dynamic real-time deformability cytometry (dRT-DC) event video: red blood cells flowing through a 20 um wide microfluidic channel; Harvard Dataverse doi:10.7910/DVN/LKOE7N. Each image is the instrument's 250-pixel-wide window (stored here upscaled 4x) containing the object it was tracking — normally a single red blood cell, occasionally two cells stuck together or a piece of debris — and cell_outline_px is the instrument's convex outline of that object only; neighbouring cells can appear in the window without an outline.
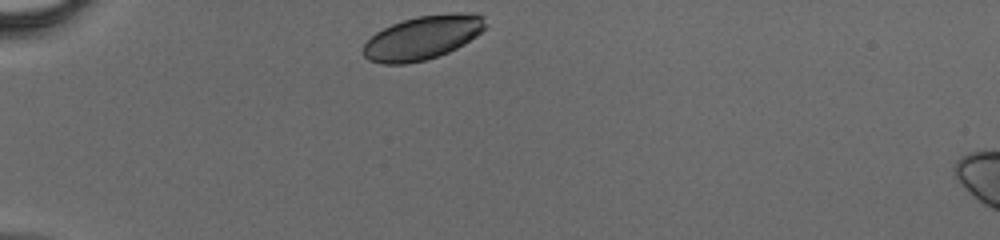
{"species": "human", "species_latin": "Homo sapiens", "temperature_condition": "cold", "stored_images_in_passage": 29, "camera_frame_rate_fps": 3000, "um_per_image_px": 0.085, "donor": {"sex": "male"}, "frame": {"image": 1, "passage_image": 1, "time_ms": 0.0, "image_size_px": [1000, 240], "cell_outline_px": [[484, 28], [476, 36], [464, 44], [448, 52], [424, 60], [404, 64], [380, 64], [368, 60], [360, 52], [360, 48], [376, 32], [392, 24], [404, 20], [420, 16], [452, 12], [476, 12], [484, 16]], "centroid_in_image_um": [35.9, 3.2], "position_along_channel_um": 49.1, "area_um2": 31.27}}
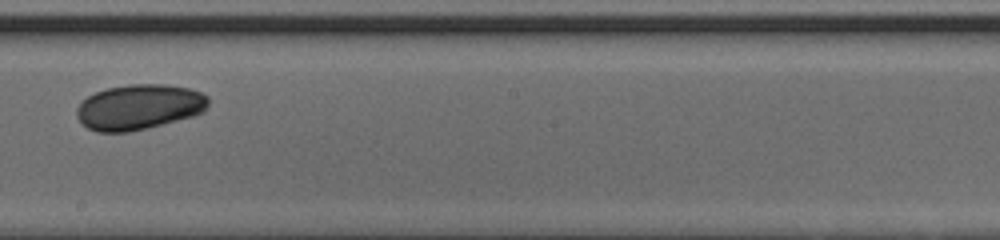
{"frame": {"image": 2, "passage_image": 16, "time_ms": 5.0, "image_size_px": [1000, 240], "cell_outline_px": [[208, 104], [204, 112], [192, 116], [148, 128], [128, 132], [96, 132], [88, 128], [76, 116], [76, 108], [88, 96], [96, 92], [108, 88], [132, 84], [168, 84], [188, 88], [200, 92], [208, 96]], "centroid_in_image_um": [11.83, 9.1], "position_along_channel_um": 236.4, "area_um2": 34.68}}
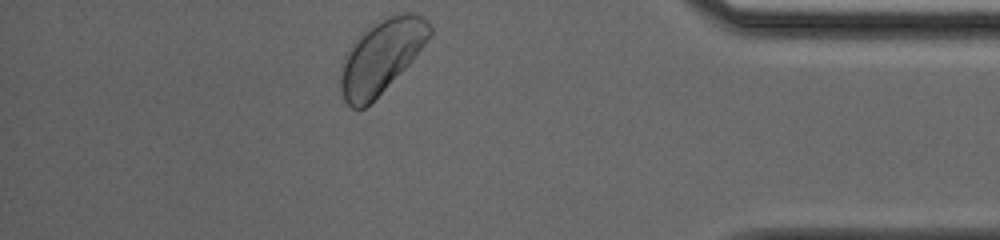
{"frame": {"image": 3, "passage_image": 29, "time_ms": 9.333, "image_size_px": [1000, 240], "cell_outline_px": [[432, 36], [412, 60], [364, 108], [352, 108], [344, 100], [340, 88], [340, 64], [348, 48], [356, 36], [376, 24], [392, 16], [404, 12], [412, 12], [428, 20], [432, 28]], "centroid_in_image_um": [32.39, 4.78], "position_along_channel_um": 402.8, "area_um2": 37.4}}